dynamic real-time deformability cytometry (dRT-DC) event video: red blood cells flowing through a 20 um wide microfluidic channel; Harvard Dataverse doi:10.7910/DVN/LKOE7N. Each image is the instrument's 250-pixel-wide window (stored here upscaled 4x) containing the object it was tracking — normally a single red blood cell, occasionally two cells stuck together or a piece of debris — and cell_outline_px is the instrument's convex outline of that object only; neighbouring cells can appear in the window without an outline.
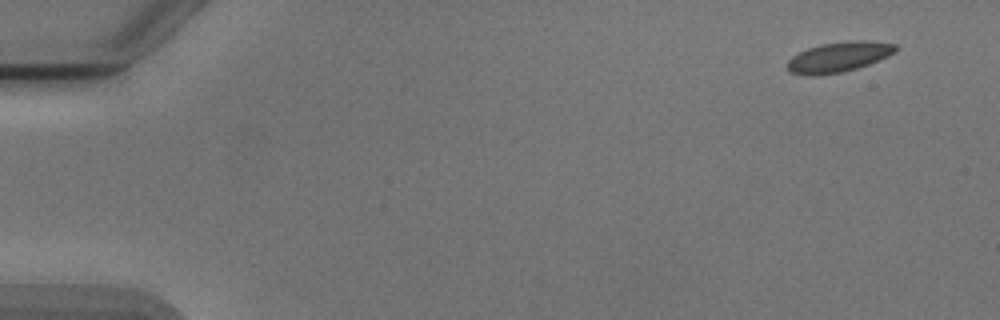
{"species": "Egyptian fruit bat (a non-hibernating species)", "species_latin": "Rousettus aegyptiacus", "temperature_condition": "cold", "stored_images_in_passage": 51, "camera_frame_rate_fps": 3000, "um_per_image_px": 0.085, "animal": {"sex": "male"}, "frame": {"image": 1, "passage_image": 1, "time_ms": 0.0, "image_size_px": [1000, 320], "cell_outline_px": [[896, 52], [888, 56], [868, 64], [844, 72], [816, 76], [804, 76], [788, 72], [788, 60], [792, 56], [808, 48], [820, 44], [852, 40], [864, 40], [896, 44]], "centroid_in_image_um": [71.26, 4.85], "position_along_channel_um": 13.7, "area_um2": 19.13}}
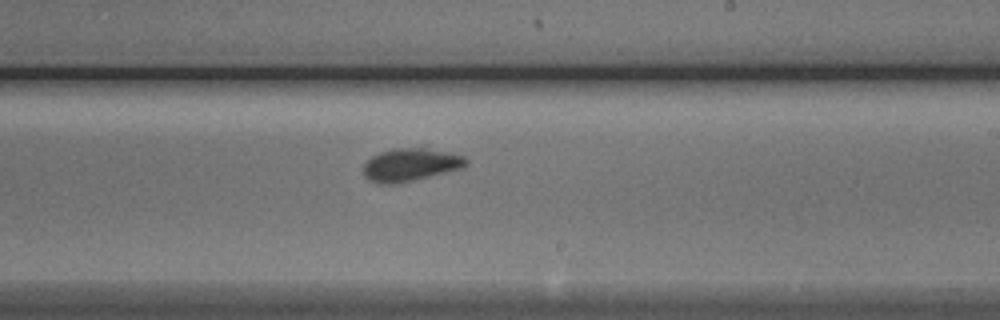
{"frame": {"image": 2, "passage_image": 30, "time_ms": 9.667, "image_size_px": [1000, 320], "cell_outline_px": [[468, 164], [464, 168], [412, 180], [388, 184], [368, 180], [364, 176], [364, 164], [372, 156], [380, 152], [392, 148], [424, 148], [448, 152], [464, 156], [468, 160]], "centroid_in_image_um": [34.92, 13.99], "position_along_channel_um": 254.1, "area_um2": 19.42}}
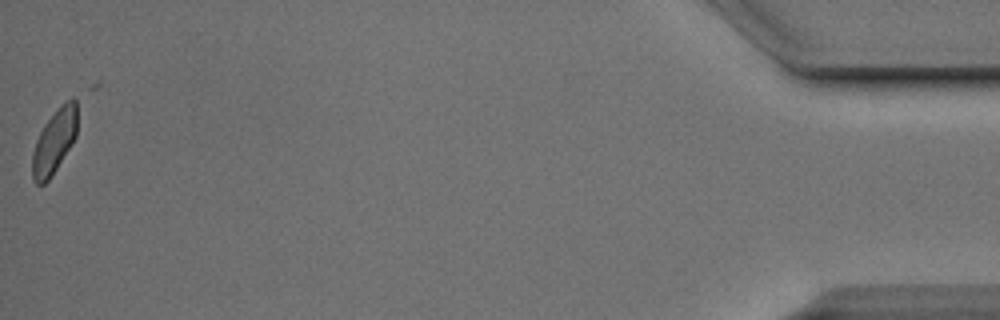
{"frame": {"image": 3, "passage_image": 51, "time_ms": 16.667, "image_size_px": [1000, 320], "cell_outline_px": [[76, 136], [52, 176], [44, 184], [36, 184], [32, 180], [32, 152], [36, 140], [44, 124], [72, 96], [76, 100]], "centroid_in_image_um": [4.59, 12.08], "position_along_channel_um": 430.6, "area_um2": 16.42}, "authors_computed_cell_mechanics": {"area_um2": 19.4208, "velocity_mm_per_s": 3.8491, "shape_relaxation_time_tau1_ms": 1.4441, "shape_relaxation_time_tau2_ms": null, "deformation_change_tau1": 0.1079, "deformation_change_tau2": null}}